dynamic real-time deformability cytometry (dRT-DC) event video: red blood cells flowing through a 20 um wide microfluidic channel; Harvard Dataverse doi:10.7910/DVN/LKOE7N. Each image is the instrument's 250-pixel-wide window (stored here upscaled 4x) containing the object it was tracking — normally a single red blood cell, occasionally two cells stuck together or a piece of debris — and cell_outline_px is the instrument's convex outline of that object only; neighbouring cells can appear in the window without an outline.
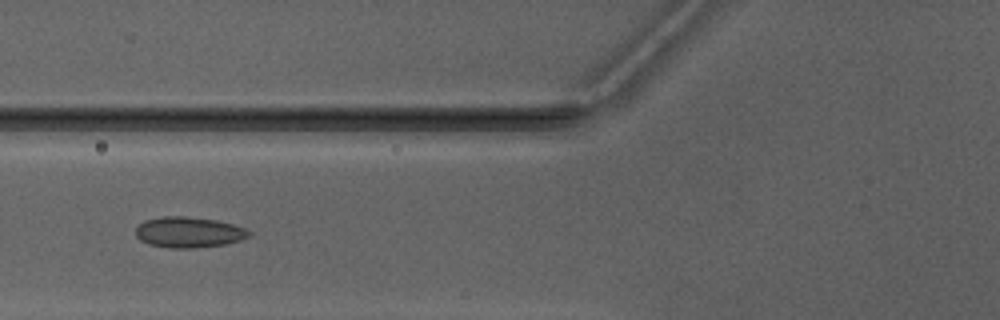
{"species": "Egyptian fruit bat (a non-hibernating species)", "species_latin": "Rousettus aegyptiacus", "temperature_condition": "warm", "stored_images_in_passage": 6, "camera_frame_rate_fps": 3000, "um_per_image_px": 0.085, "animal": {"sex": "male"}, "frame": {"image": 1, "passage_image": 5, "time_ms": 5.0, "image_size_px": [1000, 320], "cell_outline_px": [[252, 232], [248, 236], [240, 240], [224, 244], [196, 248], [168, 248], [148, 244], [140, 240], [136, 236], [136, 228], [144, 220], [164, 216], [184, 216], [216, 220], [248, 228]], "centroid_in_image_um": [16.04, 19.74], "position_along_channel_um": 109.8, "area_um2": 20.35}}
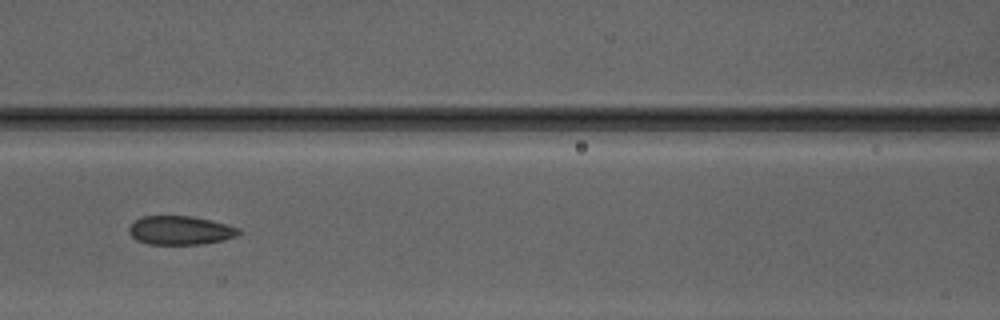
{"frame": {"image": 2, "passage_image": 6, "time_ms": 6.0, "image_size_px": [1000, 320], "cell_outline_px": [[240, 232], [236, 236], [224, 240], [204, 244], [148, 244], [136, 240], [128, 232], [128, 228], [136, 220], [144, 216], [192, 216], [212, 220], [240, 228]], "centroid_in_image_um": [15.34, 19.58], "position_along_channel_um": 151.3, "area_um2": 18.44}}